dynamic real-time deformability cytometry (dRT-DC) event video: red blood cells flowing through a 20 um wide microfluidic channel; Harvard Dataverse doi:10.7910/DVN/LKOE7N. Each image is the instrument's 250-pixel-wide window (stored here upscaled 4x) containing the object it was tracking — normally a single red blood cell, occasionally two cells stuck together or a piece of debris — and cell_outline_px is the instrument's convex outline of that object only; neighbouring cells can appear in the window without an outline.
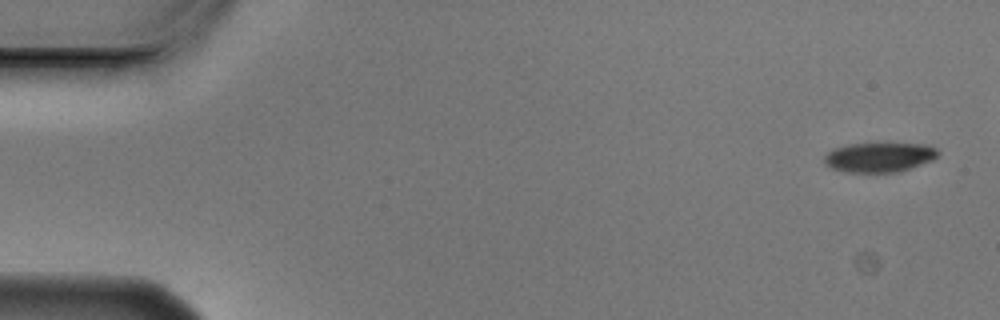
{"species": "Egyptian fruit bat (a non-hibernating species)", "species_latin": "Rousettus aegyptiacus", "temperature_condition": "cold", "stored_images_in_passage": 6, "camera_frame_rate_fps": 3000, "um_per_image_px": 0.085, "animal": {"sex": "male"}, "frame": {"image": 1, "passage_image": 1, "time_ms": 0.0, "image_size_px": [1000, 320], "cell_outline_px": [[940, 152], [932, 160], [896, 172], [844, 172], [832, 168], [824, 164], [824, 156], [832, 148], [848, 144], [928, 144], [936, 148]], "centroid_in_image_um": [74.7, 13.36], "position_along_channel_um": 10.3, "area_um2": 19.48}}